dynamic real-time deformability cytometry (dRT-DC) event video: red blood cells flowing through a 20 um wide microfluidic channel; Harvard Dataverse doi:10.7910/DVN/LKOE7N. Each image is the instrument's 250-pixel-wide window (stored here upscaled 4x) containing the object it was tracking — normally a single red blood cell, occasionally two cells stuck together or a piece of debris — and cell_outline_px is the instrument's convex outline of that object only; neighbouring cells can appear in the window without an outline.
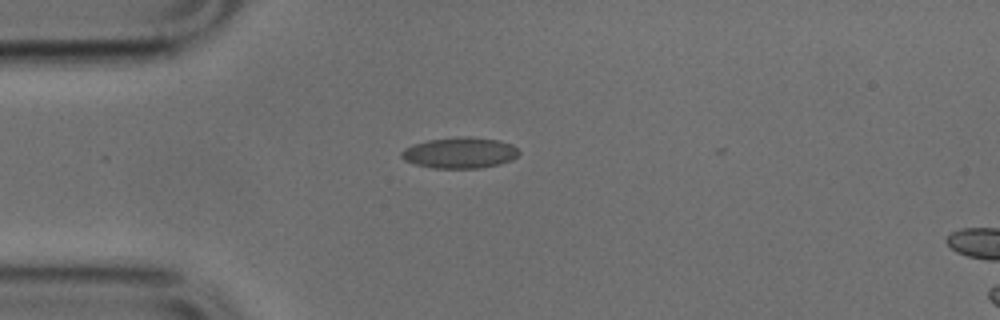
{"species": "common noctule bat (a hibernating species)", "species_latin": "Nyctalus noctula", "temperature_condition": "cold", "stored_images_in_passage": 35, "camera_frame_rate_fps": 3000, "um_per_image_px": 0.085, "animal": {"sex": "male", "body_mass_g": 17.9, "forearm_length_mm": 54.2}, "frame": {"image": 1, "passage_image": 1, "time_ms": 0.0, "image_size_px": [1000, 320], "cell_outline_px": [[520, 152], [512, 160], [500, 164], [480, 168], [432, 168], [416, 164], [404, 160], [400, 156], [400, 152], [404, 148], [412, 144], [428, 140], [468, 136], [500, 140], [512, 144]], "centroid_in_image_um": [39.08, 12.99], "position_along_channel_um": 45.9, "area_um2": 21.27}}
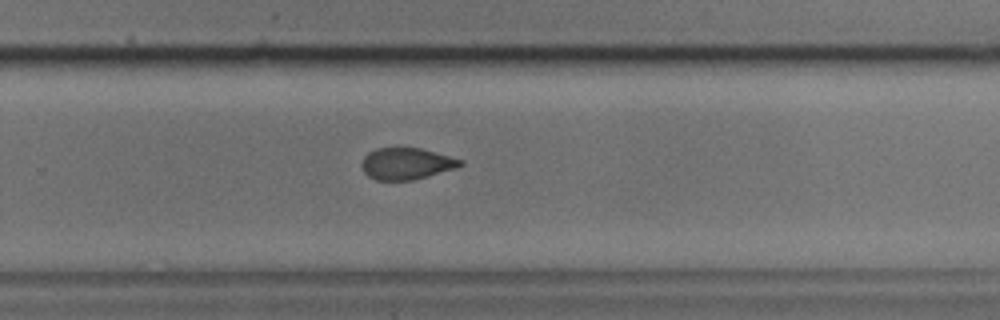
{"frame": {"image": 2, "passage_image": 21, "time_ms": 6.667, "image_size_px": [1000, 320], "cell_outline_px": [[464, 164], [456, 168], [412, 180], [376, 180], [368, 176], [364, 172], [360, 164], [364, 156], [368, 152], [376, 148], [420, 148], [464, 160]], "centroid_in_image_um": [34.52, 13.91], "position_along_channel_um": 295.3, "area_um2": 18.15}}
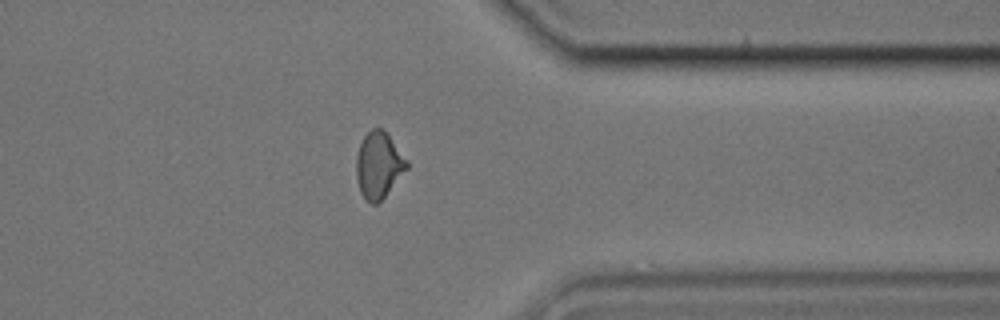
{"frame": {"image": 3, "passage_image": 28, "time_ms": 9.0, "image_size_px": [1000, 320], "cell_outline_px": [[408, 168], [384, 196], [376, 204], [372, 204], [360, 192], [356, 176], [356, 156], [360, 144], [364, 136], [372, 128], [380, 128], [388, 136], [408, 160]], "centroid_in_image_um": [32.17, 14.03], "position_along_channel_um": 379.2, "area_um2": 19.07}}